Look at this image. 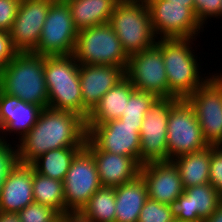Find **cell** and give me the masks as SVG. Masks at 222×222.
I'll return each mask as SVG.
<instances>
[{
	"instance_id": "cell-24",
	"label": "cell",
	"mask_w": 222,
	"mask_h": 222,
	"mask_svg": "<svg viewBox=\"0 0 222 222\" xmlns=\"http://www.w3.org/2000/svg\"><path fill=\"white\" fill-rule=\"evenodd\" d=\"M78 31L108 23L119 0H64Z\"/></svg>"
},
{
	"instance_id": "cell-40",
	"label": "cell",
	"mask_w": 222,
	"mask_h": 222,
	"mask_svg": "<svg viewBox=\"0 0 222 222\" xmlns=\"http://www.w3.org/2000/svg\"><path fill=\"white\" fill-rule=\"evenodd\" d=\"M53 222H73L71 216L59 215Z\"/></svg>"
},
{
	"instance_id": "cell-5",
	"label": "cell",
	"mask_w": 222,
	"mask_h": 222,
	"mask_svg": "<svg viewBox=\"0 0 222 222\" xmlns=\"http://www.w3.org/2000/svg\"><path fill=\"white\" fill-rule=\"evenodd\" d=\"M108 23L128 56L157 43L146 0H119Z\"/></svg>"
},
{
	"instance_id": "cell-34",
	"label": "cell",
	"mask_w": 222,
	"mask_h": 222,
	"mask_svg": "<svg viewBox=\"0 0 222 222\" xmlns=\"http://www.w3.org/2000/svg\"><path fill=\"white\" fill-rule=\"evenodd\" d=\"M209 183L222 196V145L211 146Z\"/></svg>"
},
{
	"instance_id": "cell-22",
	"label": "cell",
	"mask_w": 222,
	"mask_h": 222,
	"mask_svg": "<svg viewBox=\"0 0 222 222\" xmlns=\"http://www.w3.org/2000/svg\"><path fill=\"white\" fill-rule=\"evenodd\" d=\"M135 90L125 77L112 87L89 112L85 120L86 126H96L112 120L120 119L124 114L131 93Z\"/></svg>"
},
{
	"instance_id": "cell-30",
	"label": "cell",
	"mask_w": 222,
	"mask_h": 222,
	"mask_svg": "<svg viewBox=\"0 0 222 222\" xmlns=\"http://www.w3.org/2000/svg\"><path fill=\"white\" fill-rule=\"evenodd\" d=\"M137 222H175L169 204L148 198L140 211Z\"/></svg>"
},
{
	"instance_id": "cell-41",
	"label": "cell",
	"mask_w": 222,
	"mask_h": 222,
	"mask_svg": "<svg viewBox=\"0 0 222 222\" xmlns=\"http://www.w3.org/2000/svg\"><path fill=\"white\" fill-rule=\"evenodd\" d=\"M222 16V2H221V10H220V15L219 18Z\"/></svg>"
},
{
	"instance_id": "cell-17",
	"label": "cell",
	"mask_w": 222,
	"mask_h": 222,
	"mask_svg": "<svg viewBox=\"0 0 222 222\" xmlns=\"http://www.w3.org/2000/svg\"><path fill=\"white\" fill-rule=\"evenodd\" d=\"M222 201V196L210 184L188 187L169 204L175 222H203Z\"/></svg>"
},
{
	"instance_id": "cell-8",
	"label": "cell",
	"mask_w": 222,
	"mask_h": 222,
	"mask_svg": "<svg viewBox=\"0 0 222 222\" xmlns=\"http://www.w3.org/2000/svg\"><path fill=\"white\" fill-rule=\"evenodd\" d=\"M186 100L195 111L202 135L208 145H222V73L210 74V77Z\"/></svg>"
},
{
	"instance_id": "cell-6",
	"label": "cell",
	"mask_w": 222,
	"mask_h": 222,
	"mask_svg": "<svg viewBox=\"0 0 222 222\" xmlns=\"http://www.w3.org/2000/svg\"><path fill=\"white\" fill-rule=\"evenodd\" d=\"M73 56L79 64L109 65L126 69L129 56L109 23L78 31Z\"/></svg>"
},
{
	"instance_id": "cell-20",
	"label": "cell",
	"mask_w": 222,
	"mask_h": 222,
	"mask_svg": "<svg viewBox=\"0 0 222 222\" xmlns=\"http://www.w3.org/2000/svg\"><path fill=\"white\" fill-rule=\"evenodd\" d=\"M84 147L93 155L103 187L114 188L139 175L141 165L133 157L100 150L88 137Z\"/></svg>"
},
{
	"instance_id": "cell-19",
	"label": "cell",
	"mask_w": 222,
	"mask_h": 222,
	"mask_svg": "<svg viewBox=\"0 0 222 222\" xmlns=\"http://www.w3.org/2000/svg\"><path fill=\"white\" fill-rule=\"evenodd\" d=\"M125 77L123 67L79 64L83 110L89 114L101 98Z\"/></svg>"
},
{
	"instance_id": "cell-38",
	"label": "cell",
	"mask_w": 222,
	"mask_h": 222,
	"mask_svg": "<svg viewBox=\"0 0 222 222\" xmlns=\"http://www.w3.org/2000/svg\"><path fill=\"white\" fill-rule=\"evenodd\" d=\"M0 222H21L17 213L0 212Z\"/></svg>"
},
{
	"instance_id": "cell-35",
	"label": "cell",
	"mask_w": 222,
	"mask_h": 222,
	"mask_svg": "<svg viewBox=\"0 0 222 222\" xmlns=\"http://www.w3.org/2000/svg\"><path fill=\"white\" fill-rule=\"evenodd\" d=\"M20 0H0V31L9 32L18 11Z\"/></svg>"
},
{
	"instance_id": "cell-39",
	"label": "cell",
	"mask_w": 222,
	"mask_h": 222,
	"mask_svg": "<svg viewBox=\"0 0 222 222\" xmlns=\"http://www.w3.org/2000/svg\"><path fill=\"white\" fill-rule=\"evenodd\" d=\"M167 1L177 4H186L187 7H190L194 11V0H167Z\"/></svg>"
},
{
	"instance_id": "cell-18",
	"label": "cell",
	"mask_w": 222,
	"mask_h": 222,
	"mask_svg": "<svg viewBox=\"0 0 222 222\" xmlns=\"http://www.w3.org/2000/svg\"><path fill=\"white\" fill-rule=\"evenodd\" d=\"M42 110L41 106L24 102L0 90V140L9 141L6 136L10 137L11 133H16V140L18 136V140L22 139L36 124Z\"/></svg>"
},
{
	"instance_id": "cell-27",
	"label": "cell",
	"mask_w": 222,
	"mask_h": 222,
	"mask_svg": "<svg viewBox=\"0 0 222 222\" xmlns=\"http://www.w3.org/2000/svg\"><path fill=\"white\" fill-rule=\"evenodd\" d=\"M82 148L66 147L49 150L30 165L37 173L64 182L73 158Z\"/></svg>"
},
{
	"instance_id": "cell-12",
	"label": "cell",
	"mask_w": 222,
	"mask_h": 222,
	"mask_svg": "<svg viewBox=\"0 0 222 222\" xmlns=\"http://www.w3.org/2000/svg\"><path fill=\"white\" fill-rule=\"evenodd\" d=\"M157 38H196L204 27L186 4L167 0H146ZM160 36V37H159Z\"/></svg>"
},
{
	"instance_id": "cell-14",
	"label": "cell",
	"mask_w": 222,
	"mask_h": 222,
	"mask_svg": "<svg viewBox=\"0 0 222 222\" xmlns=\"http://www.w3.org/2000/svg\"><path fill=\"white\" fill-rule=\"evenodd\" d=\"M55 0H21L16 19L9 31L17 52H34L37 49L47 12Z\"/></svg>"
},
{
	"instance_id": "cell-23",
	"label": "cell",
	"mask_w": 222,
	"mask_h": 222,
	"mask_svg": "<svg viewBox=\"0 0 222 222\" xmlns=\"http://www.w3.org/2000/svg\"><path fill=\"white\" fill-rule=\"evenodd\" d=\"M116 196L115 222H137L148 199L147 187L140 175L133 181L114 187Z\"/></svg>"
},
{
	"instance_id": "cell-29",
	"label": "cell",
	"mask_w": 222,
	"mask_h": 222,
	"mask_svg": "<svg viewBox=\"0 0 222 222\" xmlns=\"http://www.w3.org/2000/svg\"><path fill=\"white\" fill-rule=\"evenodd\" d=\"M158 97L145 91L134 90L126 104L124 114L120 118L122 122L130 125H141L145 114Z\"/></svg>"
},
{
	"instance_id": "cell-37",
	"label": "cell",
	"mask_w": 222,
	"mask_h": 222,
	"mask_svg": "<svg viewBox=\"0 0 222 222\" xmlns=\"http://www.w3.org/2000/svg\"><path fill=\"white\" fill-rule=\"evenodd\" d=\"M203 222H222V201L217 206L216 210Z\"/></svg>"
},
{
	"instance_id": "cell-3",
	"label": "cell",
	"mask_w": 222,
	"mask_h": 222,
	"mask_svg": "<svg viewBox=\"0 0 222 222\" xmlns=\"http://www.w3.org/2000/svg\"><path fill=\"white\" fill-rule=\"evenodd\" d=\"M0 90L43 109L48 107L44 56L34 52H17L2 67Z\"/></svg>"
},
{
	"instance_id": "cell-32",
	"label": "cell",
	"mask_w": 222,
	"mask_h": 222,
	"mask_svg": "<svg viewBox=\"0 0 222 222\" xmlns=\"http://www.w3.org/2000/svg\"><path fill=\"white\" fill-rule=\"evenodd\" d=\"M17 214L21 222H53L60 215L52 207L34 201Z\"/></svg>"
},
{
	"instance_id": "cell-36",
	"label": "cell",
	"mask_w": 222,
	"mask_h": 222,
	"mask_svg": "<svg viewBox=\"0 0 222 222\" xmlns=\"http://www.w3.org/2000/svg\"><path fill=\"white\" fill-rule=\"evenodd\" d=\"M17 51L13 47L9 32L0 31V65L3 67L12 60Z\"/></svg>"
},
{
	"instance_id": "cell-15",
	"label": "cell",
	"mask_w": 222,
	"mask_h": 222,
	"mask_svg": "<svg viewBox=\"0 0 222 222\" xmlns=\"http://www.w3.org/2000/svg\"><path fill=\"white\" fill-rule=\"evenodd\" d=\"M141 125L125 124L120 119L86 126L87 137L105 152L133 157L139 163Z\"/></svg>"
},
{
	"instance_id": "cell-28",
	"label": "cell",
	"mask_w": 222,
	"mask_h": 222,
	"mask_svg": "<svg viewBox=\"0 0 222 222\" xmlns=\"http://www.w3.org/2000/svg\"><path fill=\"white\" fill-rule=\"evenodd\" d=\"M34 202L48 205L65 216L64 182L37 173L33 168Z\"/></svg>"
},
{
	"instance_id": "cell-9",
	"label": "cell",
	"mask_w": 222,
	"mask_h": 222,
	"mask_svg": "<svg viewBox=\"0 0 222 222\" xmlns=\"http://www.w3.org/2000/svg\"><path fill=\"white\" fill-rule=\"evenodd\" d=\"M193 107L179 99L170 109L167 124V152L170 160L207 148Z\"/></svg>"
},
{
	"instance_id": "cell-16",
	"label": "cell",
	"mask_w": 222,
	"mask_h": 222,
	"mask_svg": "<svg viewBox=\"0 0 222 222\" xmlns=\"http://www.w3.org/2000/svg\"><path fill=\"white\" fill-rule=\"evenodd\" d=\"M139 175L146 184L148 198L154 201L170 204L184 192L179 170L172 160L145 163Z\"/></svg>"
},
{
	"instance_id": "cell-7",
	"label": "cell",
	"mask_w": 222,
	"mask_h": 222,
	"mask_svg": "<svg viewBox=\"0 0 222 222\" xmlns=\"http://www.w3.org/2000/svg\"><path fill=\"white\" fill-rule=\"evenodd\" d=\"M101 187L93 155L83 147L73 158L64 180L65 216L74 218Z\"/></svg>"
},
{
	"instance_id": "cell-21",
	"label": "cell",
	"mask_w": 222,
	"mask_h": 222,
	"mask_svg": "<svg viewBox=\"0 0 222 222\" xmlns=\"http://www.w3.org/2000/svg\"><path fill=\"white\" fill-rule=\"evenodd\" d=\"M33 167L19 163L5 180L0 193V212L18 213L34 201Z\"/></svg>"
},
{
	"instance_id": "cell-1",
	"label": "cell",
	"mask_w": 222,
	"mask_h": 222,
	"mask_svg": "<svg viewBox=\"0 0 222 222\" xmlns=\"http://www.w3.org/2000/svg\"><path fill=\"white\" fill-rule=\"evenodd\" d=\"M86 138L84 118L71 111L46 107L36 124L17 143L19 163L31 164L49 150L84 147Z\"/></svg>"
},
{
	"instance_id": "cell-11",
	"label": "cell",
	"mask_w": 222,
	"mask_h": 222,
	"mask_svg": "<svg viewBox=\"0 0 222 222\" xmlns=\"http://www.w3.org/2000/svg\"><path fill=\"white\" fill-rule=\"evenodd\" d=\"M179 98H157L140 127L139 164L170 161L167 152V124L171 107Z\"/></svg>"
},
{
	"instance_id": "cell-13",
	"label": "cell",
	"mask_w": 222,
	"mask_h": 222,
	"mask_svg": "<svg viewBox=\"0 0 222 222\" xmlns=\"http://www.w3.org/2000/svg\"><path fill=\"white\" fill-rule=\"evenodd\" d=\"M125 76L135 90L151 92L158 98H169L162 52L156 44L129 56Z\"/></svg>"
},
{
	"instance_id": "cell-4",
	"label": "cell",
	"mask_w": 222,
	"mask_h": 222,
	"mask_svg": "<svg viewBox=\"0 0 222 222\" xmlns=\"http://www.w3.org/2000/svg\"><path fill=\"white\" fill-rule=\"evenodd\" d=\"M48 107L66 110L86 120L79 78V63L73 55L44 56Z\"/></svg>"
},
{
	"instance_id": "cell-42",
	"label": "cell",
	"mask_w": 222,
	"mask_h": 222,
	"mask_svg": "<svg viewBox=\"0 0 222 222\" xmlns=\"http://www.w3.org/2000/svg\"><path fill=\"white\" fill-rule=\"evenodd\" d=\"M2 66L0 65V76H1Z\"/></svg>"
},
{
	"instance_id": "cell-2",
	"label": "cell",
	"mask_w": 222,
	"mask_h": 222,
	"mask_svg": "<svg viewBox=\"0 0 222 222\" xmlns=\"http://www.w3.org/2000/svg\"><path fill=\"white\" fill-rule=\"evenodd\" d=\"M194 40L197 38L157 40L156 45L161 49L168 80L169 98L186 99L210 77L209 74H203L204 77L201 75L198 55L191 47Z\"/></svg>"
},
{
	"instance_id": "cell-25",
	"label": "cell",
	"mask_w": 222,
	"mask_h": 222,
	"mask_svg": "<svg viewBox=\"0 0 222 222\" xmlns=\"http://www.w3.org/2000/svg\"><path fill=\"white\" fill-rule=\"evenodd\" d=\"M211 146L174 158L184 189L209 183Z\"/></svg>"
},
{
	"instance_id": "cell-10",
	"label": "cell",
	"mask_w": 222,
	"mask_h": 222,
	"mask_svg": "<svg viewBox=\"0 0 222 222\" xmlns=\"http://www.w3.org/2000/svg\"><path fill=\"white\" fill-rule=\"evenodd\" d=\"M77 35L68 4L64 0H55L47 12L34 53L43 56L73 55Z\"/></svg>"
},
{
	"instance_id": "cell-33",
	"label": "cell",
	"mask_w": 222,
	"mask_h": 222,
	"mask_svg": "<svg viewBox=\"0 0 222 222\" xmlns=\"http://www.w3.org/2000/svg\"><path fill=\"white\" fill-rule=\"evenodd\" d=\"M221 2L222 0H194V12L203 27L208 23L207 19L219 18Z\"/></svg>"
},
{
	"instance_id": "cell-31",
	"label": "cell",
	"mask_w": 222,
	"mask_h": 222,
	"mask_svg": "<svg viewBox=\"0 0 222 222\" xmlns=\"http://www.w3.org/2000/svg\"><path fill=\"white\" fill-rule=\"evenodd\" d=\"M10 143L0 140V193L5 180L19 164L18 145L12 147Z\"/></svg>"
},
{
	"instance_id": "cell-26",
	"label": "cell",
	"mask_w": 222,
	"mask_h": 222,
	"mask_svg": "<svg viewBox=\"0 0 222 222\" xmlns=\"http://www.w3.org/2000/svg\"><path fill=\"white\" fill-rule=\"evenodd\" d=\"M116 196L113 187L99 188L73 222H115Z\"/></svg>"
}]
</instances>
